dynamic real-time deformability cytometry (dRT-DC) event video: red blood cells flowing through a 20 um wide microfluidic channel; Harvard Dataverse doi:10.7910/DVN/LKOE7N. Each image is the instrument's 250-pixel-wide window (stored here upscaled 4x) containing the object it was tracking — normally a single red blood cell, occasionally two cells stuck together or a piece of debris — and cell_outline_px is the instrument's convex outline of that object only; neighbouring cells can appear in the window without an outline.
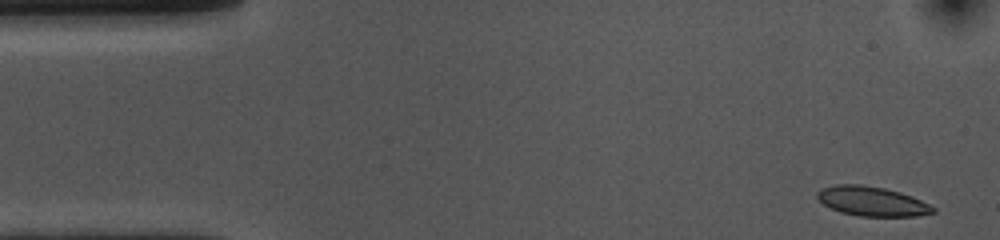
{"species": "common noctule bat (a hibernating species)", "species_latin": "Nyctalus noctula", "temperature_condition": "cold", "stored_images_in_passage": 52, "camera_frame_rate_fps": 3000, "um_per_image_px": 0.085, "animal": {"sex": "female", "body_mass_g": 10.0, "forearm_length_mm": 53.1}, "frame": {"image": 1, "passage_image": 1, "time_ms": 0.0, "image_size_px": [1000, 240], "cell_outline_px": [[936, 212], [916, 216], [860, 216], [840, 212], [824, 204], [816, 196], [816, 192], [820, 188], [836, 184], [860, 184], [884, 188], [900, 192], [912, 196], [936, 208]], "centroid_in_image_um": [74.1, 17.1], "position_along_channel_um": 10.9, "area_um2": 19.88}}
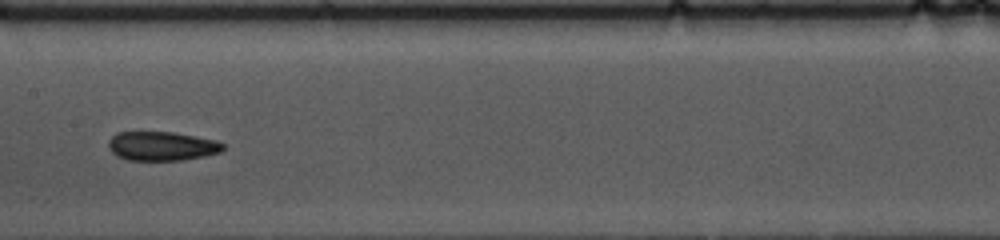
{"frame": {"image": 2, "passage_image": 24, "time_ms": 7.667, "image_size_px": [1000, 240], "cell_outline_px": [[224, 148], [220, 152], [204, 156], [180, 160], [128, 160], [116, 156], [108, 148], [108, 140], [116, 132], [172, 132], [216, 140], [224, 144]], "centroid_in_image_um": [13.72, 12.41], "position_along_channel_um": 193.7, "area_um2": 19.42}}
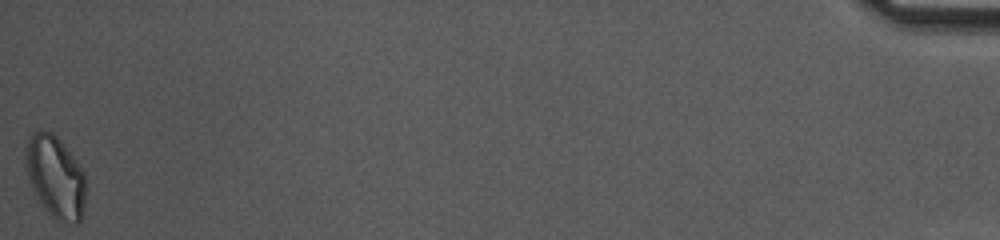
{"frame": {"image": 3, "passage_image": 52, "time_ms": 17.0, "image_size_px": [1000, 240], "cell_outline_px": [[84, 204], [80, 224], [60, 224], [48, 212], [32, 188], [28, 176], [24, 152], [24, 148], [28, 136], [32, 132], [52, 132], [60, 140], [84, 172]], "centroid_in_image_um": [4.7, 15.06], "position_along_channel_um": 430.5, "area_um2": 28.61}, "authors_computed_cell_mechanics": {"area_um2": 20.1433, "velocity_mm_per_s": 3.6498, "shape_relaxation_time_tau1_ms": 5.7566, "shape_relaxation_time_tau2_ms": 4.3451, "deformation_change_tau1": 0.1096, "deformation_change_tau2": 0.0913}}